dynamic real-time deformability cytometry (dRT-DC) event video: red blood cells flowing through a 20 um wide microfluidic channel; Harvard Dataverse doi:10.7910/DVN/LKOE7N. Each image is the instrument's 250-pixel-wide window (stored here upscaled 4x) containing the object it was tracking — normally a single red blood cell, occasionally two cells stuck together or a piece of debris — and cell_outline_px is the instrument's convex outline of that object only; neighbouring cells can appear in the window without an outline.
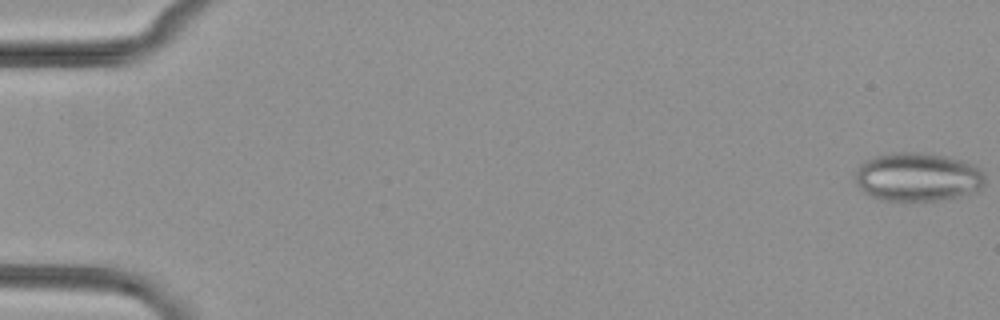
{"species": "common noctule bat (a hibernating species)", "species_latin": "Nyctalus noctula", "temperature_condition": "cold", "stored_images_in_passage": 54, "camera_frame_rate_fps": 3000, "um_per_image_px": 0.085, "animal": {"sex": "female", "body_mass_g": 29.2, "forearm_length_mm": 56.3}, "frame": {"image": 1, "passage_image": 1, "time_ms": 0.0, "image_size_px": [1000, 320], "cell_outline_px": [[984, 184], [976, 192], [940, 200], [884, 200], [872, 196], [864, 192], [856, 184], [856, 172], [860, 164], [864, 160], [876, 156], [896, 152], [920, 152], [944, 156], [964, 160], [980, 168], [984, 176]], "centroid_in_image_um": [78.01, 15.03], "position_along_channel_um": 7.0, "area_um2": 36.7}}
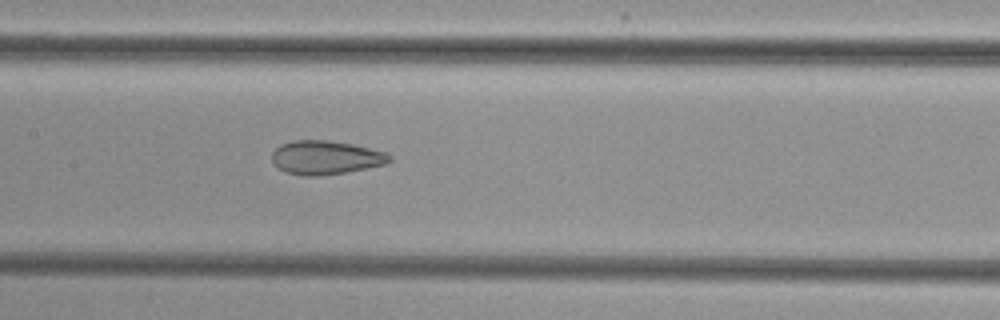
{"frame": {"image": 2, "passage_image": 27, "time_ms": 8.667, "image_size_px": [1000, 320], "cell_outline_px": [[392, 160], [384, 164], [344, 172], [320, 176], [304, 176], [284, 172], [272, 160], [272, 152], [280, 144], [292, 140], [328, 140], [352, 144], [384, 152], [392, 156]], "centroid_in_image_um": [27.64, 13.38], "position_along_channel_um": 179.8, "area_um2": 22.95}}
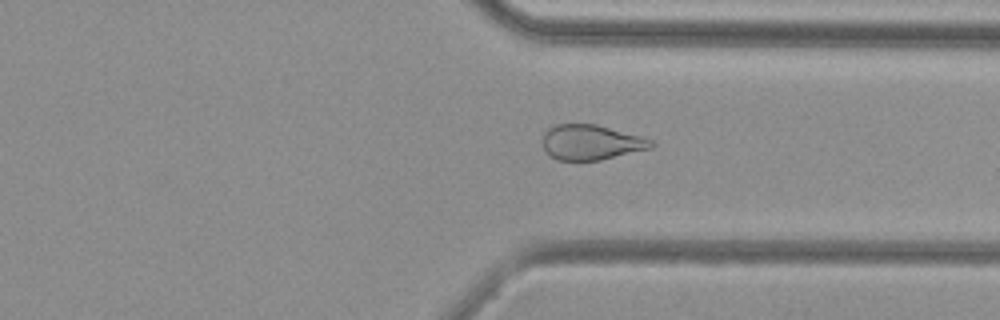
{"frame": {"image": 3, "passage_image": 41, "time_ms": 13.333, "image_size_px": [1000, 320], "cell_outline_px": [[656, 144], [652, 148], [600, 160], [556, 160], [544, 148], [544, 132], [548, 128], [556, 124], [596, 124], [644, 136], [652, 140]], "centroid_in_image_um": [50.3, 12.08], "position_along_channel_um": 361.1, "area_um2": 22.25}}